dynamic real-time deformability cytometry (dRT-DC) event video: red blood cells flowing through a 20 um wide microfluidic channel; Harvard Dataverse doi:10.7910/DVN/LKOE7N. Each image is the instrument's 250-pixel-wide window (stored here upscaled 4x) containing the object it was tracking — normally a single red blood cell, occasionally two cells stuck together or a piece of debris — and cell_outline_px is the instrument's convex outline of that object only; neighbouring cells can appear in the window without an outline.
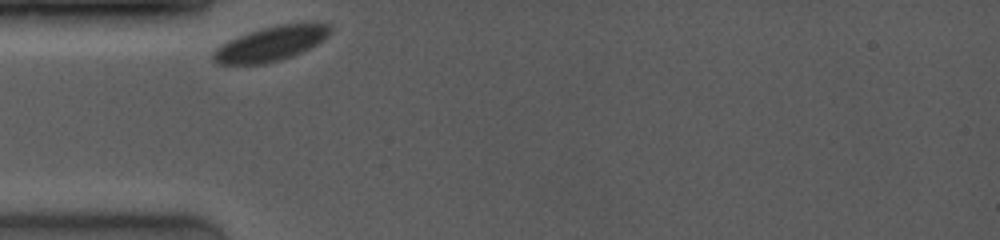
{"species": "common noctule bat (a hibernating species)", "species_latin": "Nyctalus noctula", "temperature_condition": "room temperature", "stored_images_in_passage": 26, "camera_frame_rate_fps": 4000, "um_per_image_px": 0.085, "animal": {"sex": "female", "body_mass_g": 19.0, "forearm_length_mm": 53.3}, "frame": {"image": 1, "passage_image": 1, "time_ms": 0.0, "image_size_px": [1000, 240], "cell_outline_px": [[332, 28], [328, 36], [316, 44], [292, 56], [280, 60], [264, 64], [216, 64], [212, 60], [212, 52], [216, 48], [228, 40], [248, 32], [260, 28], [280, 24], [312, 20], [328, 24]], "centroid_in_image_um": [23.04, 3.68], "position_along_channel_um": 62.0, "area_um2": 24.04}}
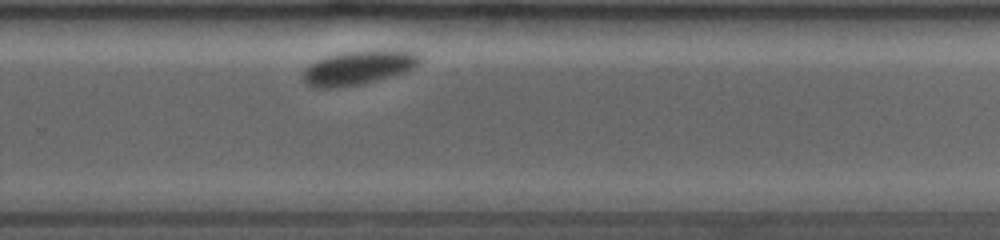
{"frame": {"image": 2, "passage_image": 19, "time_ms": 6.75, "image_size_px": [1000, 240], "cell_outline_px": [[420, 64], [404, 72], [364, 84], [332, 88], [312, 88], [300, 76], [300, 72], [308, 64], [316, 60], [328, 56], [344, 52], [368, 48], [400, 48], [412, 52], [420, 56]], "centroid_in_image_um": [30.46, 5.71], "position_along_channel_um": 299.3, "area_um2": 24.1}}
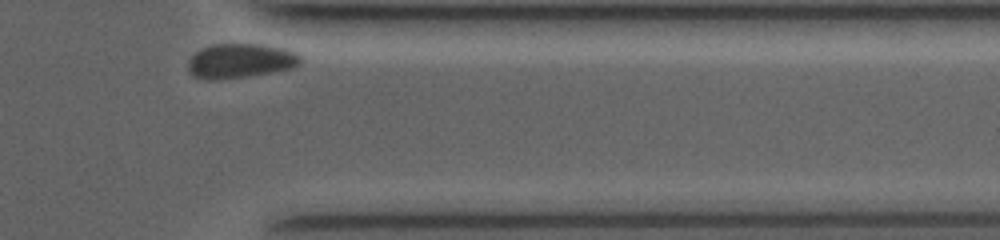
{"frame": {"image": 3, "passage_image": 26, "time_ms": 9.25, "image_size_px": [1000, 240], "cell_outline_px": [[304, 60], [300, 64], [292, 68], [244, 76], [216, 80], [208, 80], [192, 76], [188, 68], [188, 60], [196, 52], [204, 48], [216, 44], [260, 44], [284, 48], [296, 52]], "centroid_in_image_um": [20.44, 5.17], "position_along_channel_um": 391.0, "area_um2": 22.43}, "authors_computed_cell_mechanics": {"area_um2": 24.2471, "velocity_mm_per_s": 3.5571, "shape_relaxation_time_tau1_ms": 0.8894, "shape_relaxation_time_tau2_ms": null, "deformation_change_tau1": 0.0292, "deformation_change_tau2": null}}